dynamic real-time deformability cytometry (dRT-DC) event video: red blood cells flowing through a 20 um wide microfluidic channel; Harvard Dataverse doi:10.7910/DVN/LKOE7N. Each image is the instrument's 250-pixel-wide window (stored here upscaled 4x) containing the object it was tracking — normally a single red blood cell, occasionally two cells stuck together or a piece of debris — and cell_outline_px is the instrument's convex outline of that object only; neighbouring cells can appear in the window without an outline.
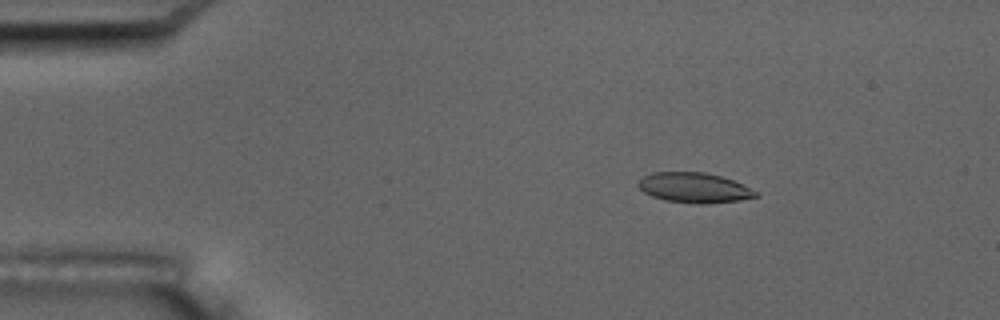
{"species": "common noctule bat (a hibernating species)", "species_latin": "Nyctalus noctula", "temperature_condition": "room temperature", "stored_images_in_passage": 5, "camera_frame_rate_fps": 3000, "um_per_image_px": 0.085, "animal": {"sex": "male", "body_mass_g": 17.5, "forearm_length_mm": 52.3}, "frame": {"image": 1, "passage_image": 3, "time_ms": 3.0, "image_size_px": [1000, 320], "cell_outline_px": [[760, 196], [740, 200], [700, 204], [696, 204], [664, 200], [652, 196], [644, 192], [636, 184], [644, 176], [652, 172], [704, 172], [720, 176], [744, 184], [760, 192]], "centroid_in_image_um": [59.04, 15.96], "position_along_channel_um": 26.0, "area_um2": 20.69}}